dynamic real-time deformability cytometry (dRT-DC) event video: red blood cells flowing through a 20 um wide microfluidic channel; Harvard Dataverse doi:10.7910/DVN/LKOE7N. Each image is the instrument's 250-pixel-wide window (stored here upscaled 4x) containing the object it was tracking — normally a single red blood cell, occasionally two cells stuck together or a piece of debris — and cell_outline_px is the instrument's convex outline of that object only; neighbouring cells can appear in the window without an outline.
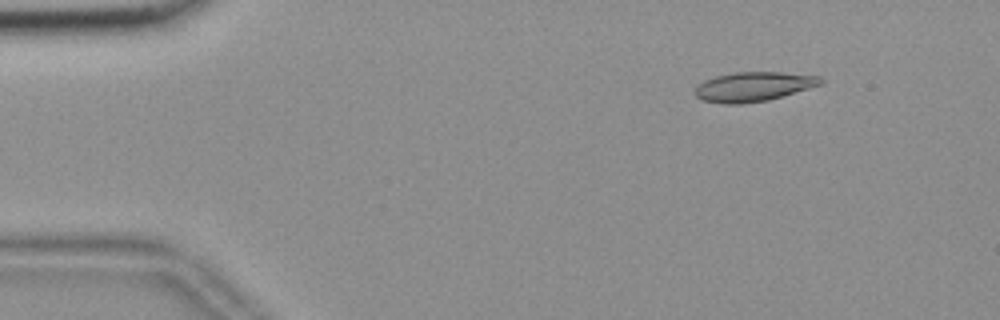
{"species": "common noctule bat (a hibernating species)", "species_latin": "Nyctalus noctula", "temperature_condition": "room temperature", "stored_images_in_passage": 54, "camera_frame_rate_fps": 3000, "um_per_image_px": 0.085, "animal": {"sex": "female", "body_mass_g": 18.4}, "frame": {"image": 1, "passage_image": 5, "time_ms": 1.333, "image_size_px": [1000, 320], "cell_outline_px": [[824, 80], [820, 84], [808, 88], [768, 100], [744, 104], [724, 104], [704, 100], [696, 96], [692, 92], [704, 80], [716, 76], [736, 72], [780, 72], [820, 76]], "centroid_in_image_um": [64.01, 7.36], "position_along_channel_um": 21.0, "area_um2": 21.39}}
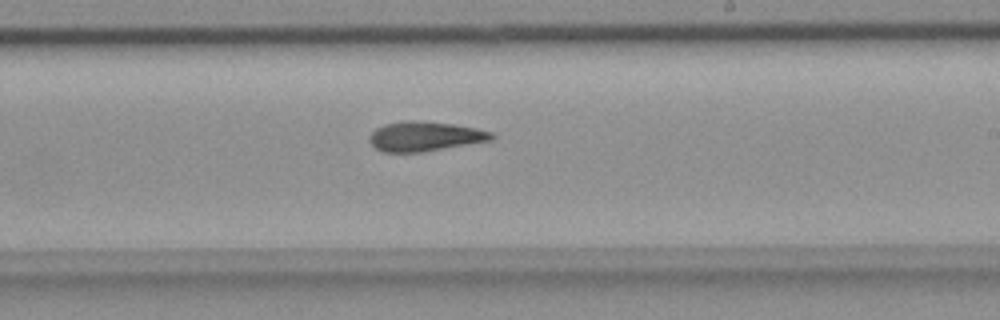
{"frame": {"image": 2, "passage_image": 31, "time_ms": 10.0, "image_size_px": [1000, 320], "cell_outline_px": [[496, 136], [492, 140], [424, 152], [384, 152], [376, 148], [368, 140], [368, 136], [376, 128], [384, 124], [404, 120], [420, 120], [452, 124], [476, 128], [492, 132]], "centroid_in_image_um": [36.11, 11.58], "position_along_channel_um": 252.9, "area_um2": 21.27}}
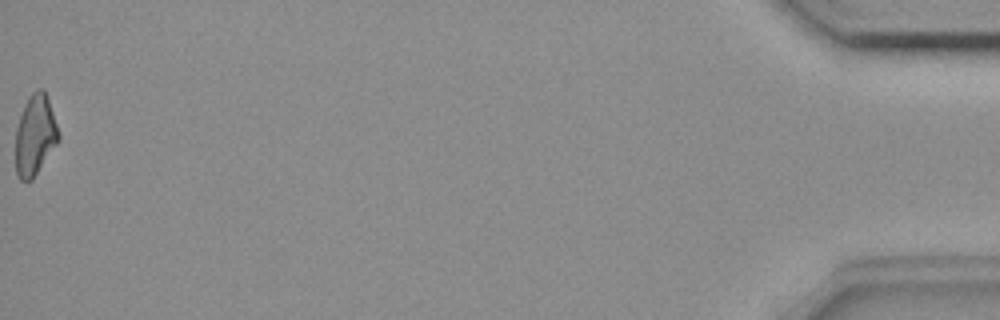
{"frame": {"image": 3, "passage_image": 54, "time_ms": 17.667, "image_size_px": [1000, 320], "cell_outline_px": [[60, 140], [32, 180], [20, 180], [16, 172], [16, 128], [24, 104], [28, 96], [36, 88], [44, 88], [60, 136]], "centroid_in_image_um": [2.98, 11.48], "position_along_channel_um": 432.2, "area_um2": 20.11}, "authors_computed_cell_mechanics": {"area_um2": 21.1548, "velocity_mm_per_s": 3.6558, "shape_relaxation_time_tau1_ms": null, "shape_relaxation_time_tau2_ms": 8.7984, "deformation_change_tau1": null, "deformation_change_tau2": 0.1876}}